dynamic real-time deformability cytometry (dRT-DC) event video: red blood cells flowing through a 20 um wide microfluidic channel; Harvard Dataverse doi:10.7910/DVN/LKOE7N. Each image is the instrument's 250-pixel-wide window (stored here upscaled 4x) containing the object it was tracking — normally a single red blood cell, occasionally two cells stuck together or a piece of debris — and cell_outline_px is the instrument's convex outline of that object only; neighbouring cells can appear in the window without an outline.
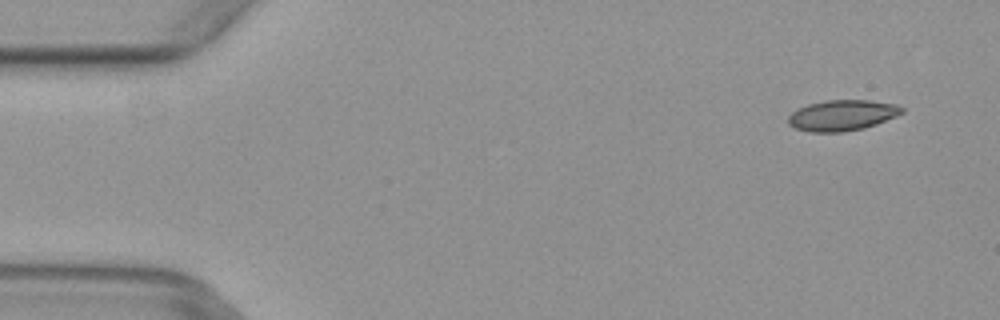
{"species": "common noctule bat (a hibernating species)", "species_latin": "Nyctalus noctula", "temperature_condition": "warm", "stored_images_in_passage": 4, "camera_frame_rate_fps": 3000, "um_per_image_px": 0.085, "animal": {"sex": "female", "body_mass_g": 29.2, "forearm_length_mm": 56.3}, "frame": {"image": 1, "passage_image": 1, "time_ms": 0.0, "image_size_px": [1000, 320], "cell_outline_px": [[904, 112], [896, 116], [876, 124], [864, 128], [840, 132], [808, 132], [796, 128], [788, 124], [788, 116], [792, 112], [808, 104], [824, 100], [868, 100], [896, 104], [904, 108]], "centroid_in_image_um": [71.58, 9.8], "position_along_channel_um": 13.4, "area_um2": 20.35}}